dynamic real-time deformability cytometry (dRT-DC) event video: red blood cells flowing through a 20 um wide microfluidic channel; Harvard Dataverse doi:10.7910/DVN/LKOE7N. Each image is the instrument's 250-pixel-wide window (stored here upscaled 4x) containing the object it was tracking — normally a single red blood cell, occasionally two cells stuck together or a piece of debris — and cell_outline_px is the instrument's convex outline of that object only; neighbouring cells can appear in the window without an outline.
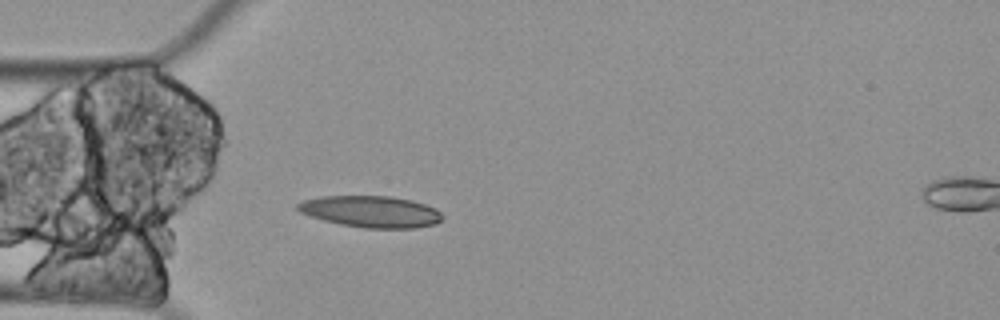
{"species": "Egyptian fruit bat (a non-hibernating species)", "species_latin": "Rousettus aegyptiacus", "temperature_condition": "cold", "stored_images_in_passage": 5, "camera_frame_rate_fps": 3000, "um_per_image_px": 0.085, "animal": {"sex": "female"}, "frame": {"image": 1, "passage_image": 4, "time_ms": 1.0, "image_size_px": [1000, 320], "cell_outline_px": [[444, 220], [436, 224], [416, 228], [364, 228], [340, 224], [324, 220], [300, 212], [296, 208], [296, 204], [304, 200], [320, 196], [392, 196], [412, 200], [436, 208], [444, 216]], "centroid_in_image_um": [31.58, 17.98], "position_along_channel_um": 53.4, "area_um2": 26.76}}